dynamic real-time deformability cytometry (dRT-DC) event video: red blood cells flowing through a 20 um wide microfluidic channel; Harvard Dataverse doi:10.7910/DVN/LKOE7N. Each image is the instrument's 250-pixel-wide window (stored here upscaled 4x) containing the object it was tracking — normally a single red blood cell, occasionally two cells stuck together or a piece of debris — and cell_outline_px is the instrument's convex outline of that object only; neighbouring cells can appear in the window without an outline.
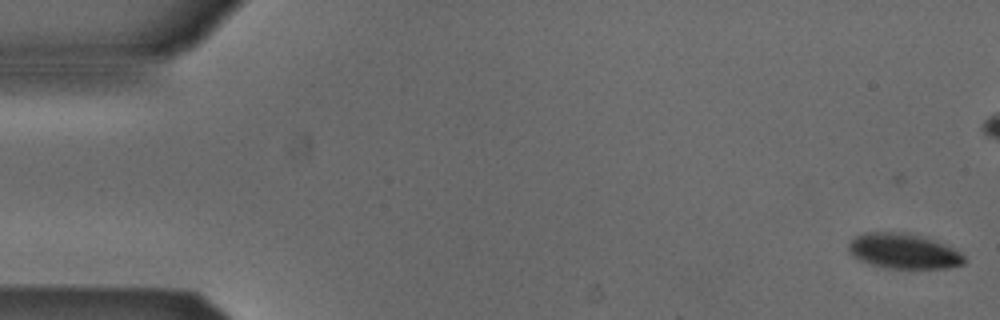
{"species": "Egyptian fruit bat (a non-hibernating species)", "species_latin": "Rousettus aegyptiacus", "temperature_condition": "cold", "stored_images_in_passage": 7, "camera_frame_rate_fps": 3000, "um_per_image_px": 0.085, "animal": {"sex": "male"}, "frame": {"image": 1, "passage_image": 1, "time_ms": 0.0, "image_size_px": [1000, 320], "cell_outline_px": [[964, 264], [948, 268], [884, 268], [860, 260], [852, 256], [848, 248], [848, 244], [856, 236], [864, 232], [908, 232], [932, 240], [952, 248], [960, 252], [964, 256]], "centroid_in_image_um": [76.78, 21.35], "position_along_channel_um": 8.2, "area_um2": 23.52}}